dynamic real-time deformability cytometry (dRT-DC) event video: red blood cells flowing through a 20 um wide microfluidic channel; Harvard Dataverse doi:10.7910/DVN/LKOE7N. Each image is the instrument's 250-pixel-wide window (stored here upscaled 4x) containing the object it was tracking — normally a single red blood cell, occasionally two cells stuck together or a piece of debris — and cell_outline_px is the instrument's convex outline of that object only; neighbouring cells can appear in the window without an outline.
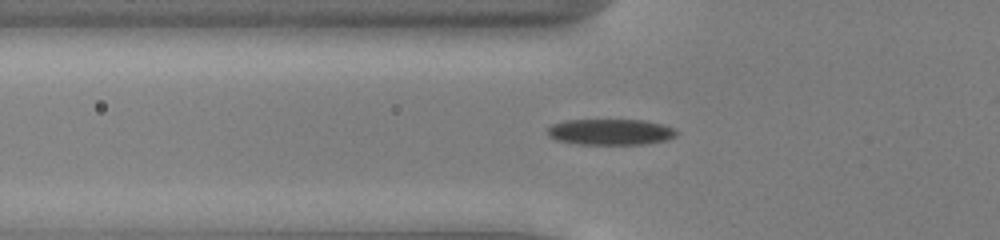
{"species": "common noctule bat (a hibernating species)", "species_latin": "Nyctalus noctula", "temperature_condition": "cold", "stored_images_in_passage": 36, "camera_frame_rate_fps": 3000, "um_per_image_px": 0.085, "animal": {"sex": "male", "body_mass_g": 13.0, "forearm_length_mm": 53.1}, "frame": {"image": 1, "passage_image": 5, "time_ms": 1.333, "image_size_px": [1000, 240], "cell_outline_px": [[680, 132], [676, 136], [668, 140], [648, 144], [576, 144], [556, 140], [548, 136], [548, 128], [552, 124], [564, 120], [644, 120], [660, 124], [672, 128]], "centroid_in_image_um": [51.9, 11.22], "position_along_channel_um": 73.9, "area_um2": 19.65}}
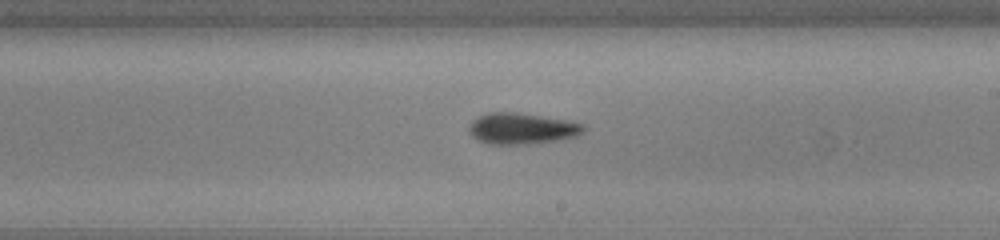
{"frame": {"image": 2, "passage_image": 18, "time_ms": 5.667, "image_size_px": [1000, 240], "cell_outline_px": [[584, 132], [580, 136], [560, 140], [528, 144], [488, 144], [472, 136], [468, 132], [468, 128], [472, 120], [488, 112], [516, 112], [564, 120], [584, 124]], "centroid_in_image_um": [44.36, 10.93], "position_along_channel_um": 244.6, "area_um2": 20.81}}
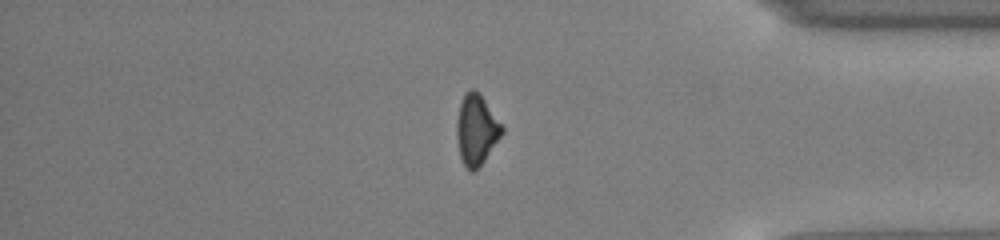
{"frame": {"image": 3, "passage_image": 31, "time_ms": 10.0, "image_size_px": [1000, 240], "cell_outline_px": [[504, 132], [480, 168], [476, 172], [468, 172], [460, 156], [456, 136], [456, 124], [460, 104], [464, 96], [472, 88], [480, 92], [504, 128]], "centroid_in_image_um": [40.5, 11.08], "position_along_channel_um": 394.7, "area_um2": 18.79}}